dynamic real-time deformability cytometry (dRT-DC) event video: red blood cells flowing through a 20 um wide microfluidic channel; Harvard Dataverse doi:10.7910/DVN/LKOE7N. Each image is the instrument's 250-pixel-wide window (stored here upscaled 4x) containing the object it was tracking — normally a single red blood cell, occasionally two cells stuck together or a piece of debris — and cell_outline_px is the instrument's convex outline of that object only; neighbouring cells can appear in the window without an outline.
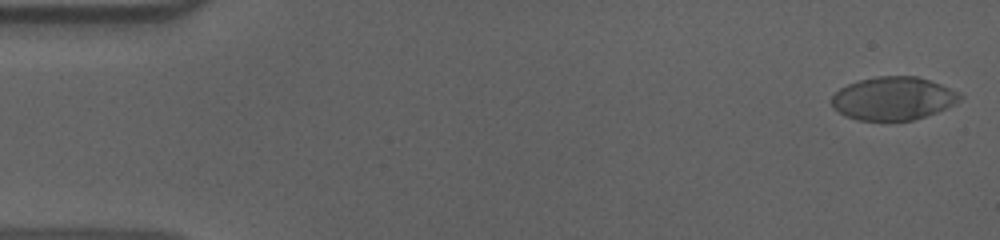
{"species": "human", "species_latin": "Homo sapiens", "temperature_condition": "cold", "stored_images_in_passage": 56, "camera_frame_rate_fps": 3000, "um_per_image_px": 0.085, "donor": {"sex": "male"}, "frame": {"image": 1, "passage_image": 2, "time_ms": 0.333, "image_size_px": [1000, 240], "cell_outline_px": [[964, 96], [956, 104], [936, 112], [912, 120], [856, 120], [844, 116], [832, 108], [832, 96], [840, 88], [848, 84], [860, 80], [876, 76], [916, 76], [940, 84], [960, 92]], "centroid_in_image_um": [75.92, 8.37], "position_along_channel_um": 9.1, "area_um2": 32.31}}
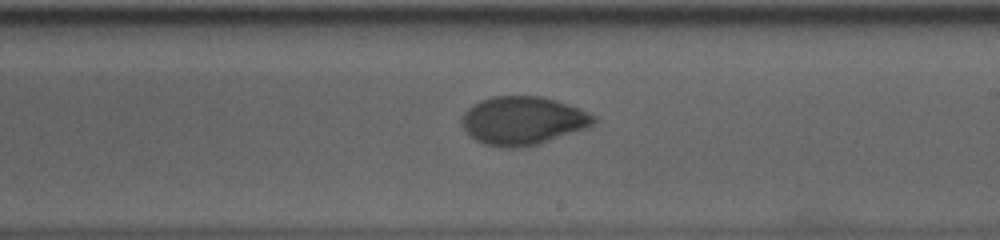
{"frame": {"image": 2, "passage_image": 33, "time_ms": 10.667, "image_size_px": [1000, 240], "cell_outline_px": [[600, 120], [596, 124], [588, 128], [536, 144], [512, 148], [500, 148], [484, 144], [476, 140], [464, 128], [460, 120], [464, 112], [472, 104], [480, 100], [492, 96], [544, 96], [580, 108], [596, 116]], "centroid_in_image_um": [44.47, 10.24], "position_along_channel_um": 244.5, "area_um2": 37.4}}
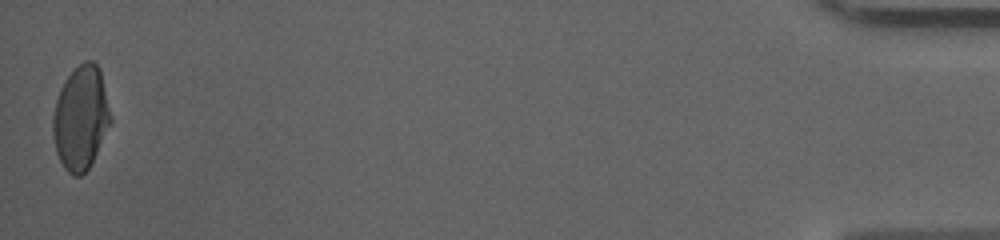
{"frame": {"image": 3, "passage_image": 56, "time_ms": 18.333, "image_size_px": [1000, 240], "cell_outline_px": [[112, 124], [88, 168], [80, 176], [72, 176], [64, 168], [56, 152], [52, 132], [52, 116], [56, 100], [60, 88], [68, 76], [84, 60], [92, 60], [100, 68], [112, 116]], "centroid_in_image_um": [6.88, 10.02], "position_along_channel_um": 428.3, "area_um2": 35.14}, "authors_computed_cell_mechanics": {"area_um2": 35.6337, "velocity_mm_per_s": 3.6318, "shape_relaxation_time_tau1_ms": 6.025, "shape_relaxation_time_tau2_ms": 1.7355, "deformation_change_tau1": 0.177, "deformation_change_tau2": 0.05}}